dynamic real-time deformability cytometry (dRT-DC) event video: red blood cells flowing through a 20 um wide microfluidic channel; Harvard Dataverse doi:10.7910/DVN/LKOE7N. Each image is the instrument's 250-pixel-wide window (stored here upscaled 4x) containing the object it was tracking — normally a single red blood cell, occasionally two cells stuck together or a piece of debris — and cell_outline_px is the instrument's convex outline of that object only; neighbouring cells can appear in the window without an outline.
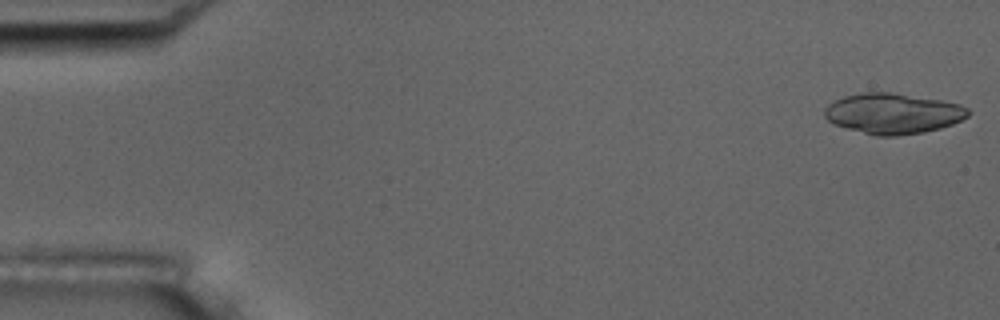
{"species": "common noctule bat (a hibernating species)", "species_latin": "Nyctalus noctula", "temperature_condition": "room temperature", "stored_images_in_passage": 11, "camera_frame_rate_fps": 3000, "um_per_image_px": 0.085, "animal": {"sex": "male", "body_mass_g": 17.5, "forearm_length_mm": 52.3}, "frame": {"image": 1, "passage_image": 1, "time_ms": 0.0, "image_size_px": [1000, 320], "cell_outline_px": [[972, 112], [968, 116], [952, 124], [940, 128], [924, 132], [896, 136], [876, 136], [832, 124], [824, 116], [824, 108], [828, 104], [844, 96], [864, 92], [892, 92], [940, 100], [960, 104], [968, 108]], "centroid_in_image_um": [75.9, 9.65], "position_along_channel_um": 9.1, "area_um2": 33.99}}
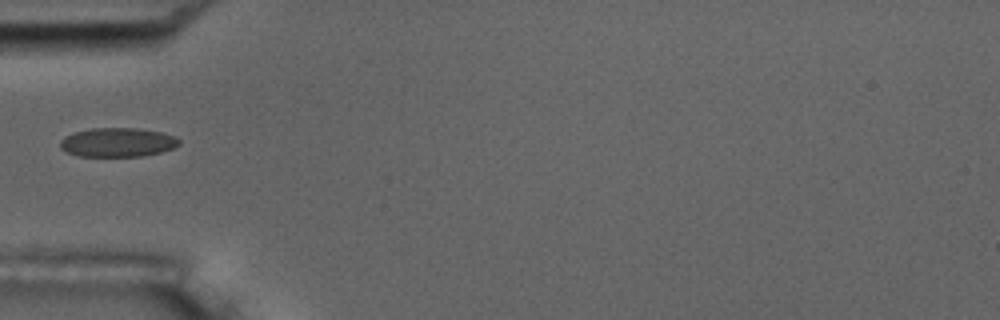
{"frame": {"image": 2, "passage_image": 5, "time_ms": 5.667, "image_size_px": [1000, 320], "cell_outline_px": [[180, 144], [172, 148], [160, 152], [140, 156], [80, 156], [68, 152], [60, 148], [60, 140], [64, 136], [76, 132], [92, 128], [136, 128], [160, 132], [176, 136], [180, 140]], "centroid_in_image_um": [9.99, 12.09], "position_along_channel_um": 75.0, "area_um2": 20.0}}
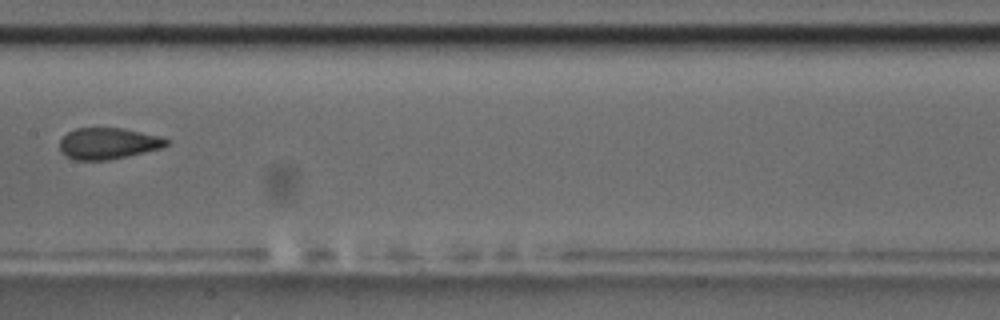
{"frame": {"image": 3, "passage_image": 8, "time_ms": 9.0, "image_size_px": [1000, 320], "cell_outline_px": [[172, 140], [168, 144], [160, 148], [108, 160], [76, 160], [60, 152], [60, 140], [68, 132], [76, 128], [124, 128], [160, 136]], "centroid_in_image_um": [9.2, 12.18], "position_along_channel_um": 198.2, "area_um2": 19.36}}